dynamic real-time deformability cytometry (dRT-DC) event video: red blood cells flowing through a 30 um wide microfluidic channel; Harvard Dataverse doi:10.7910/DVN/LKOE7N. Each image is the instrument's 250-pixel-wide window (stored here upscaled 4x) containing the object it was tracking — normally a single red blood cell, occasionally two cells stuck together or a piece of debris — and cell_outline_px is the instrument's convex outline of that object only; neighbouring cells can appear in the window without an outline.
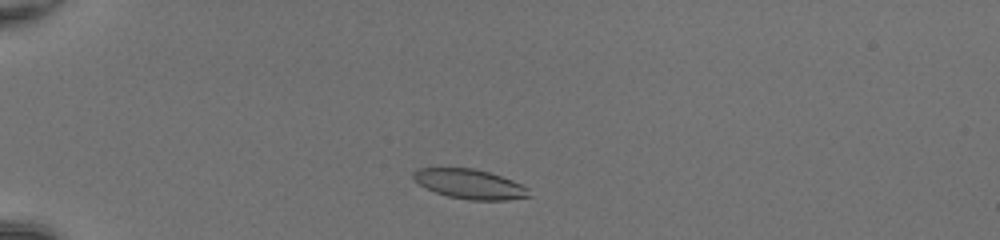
{"species": "common noctule bat (a hibernating species)", "species_latin": "Nyctalus noctula", "temperature_condition": "room temperature", "stored_images_in_passage": 41, "camera_frame_rate_fps": 3000, "um_per_image_px": 0.085, "animal": {"sex": "female", "body_mass_g": 20.0, "forearm_length_mm": 54.0}, "frame": {"image": 1, "passage_image": 5, "time_ms": 1.333, "image_size_px": [1000, 240], "cell_outline_px": [[532, 196], [508, 200], [468, 200], [448, 196], [436, 192], [412, 180], [412, 172], [416, 168], [472, 168], [488, 172], [512, 180], [528, 188]], "centroid_in_image_um": [39.92, 15.64], "position_along_channel_um": 45.1, "area_um2": 19.94}}
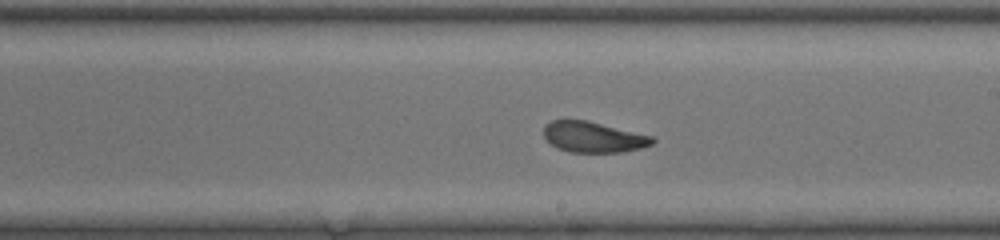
{"frame": {"image": 2, "passage_image": 22, "time_ms": 7.0, "image_size_px": [1000, 240], "cell_outline_px": [[656, 140], [652, 144], [640, 148], [624, 152], [568, 152], [556, 148], [544, 136], [544, 124], [552, 120], [588, 120], [652, 136]], "centroid_in_image_um": [50.42, 11.65], "position_along_channel_um": 238.6, "area_um2": 19.48}}
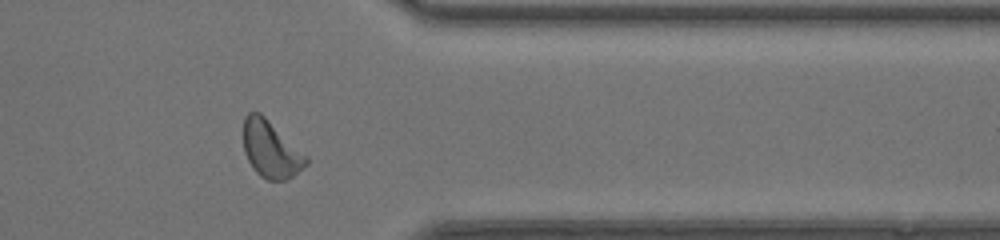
{"frame": {"image": 3, "passage_image": 33, "time_ms": 10.667, "image_size_px": [1000, 240], "cell_outline_px": [[308, 164], [292, 176], [284, 180], [268, 180], [260, 176], [252, 168], [244, 152], [244, 116], [248, 112], [260, 112], [308, 156]], "centroid_in_image_um": [23.02, 12.69], "position_along_channel_um": 388.4, "area_um2": 20.75}, "authors_computed_cell_mechanics": {"area_um2": 20.4034, "velocity_mm_per_s": 4.2454, "shape_relaxation_time_tau1_ms": 3.7611, "shape_relaxation_time_tau2_ms": 1.9198, "deformation_change_tau1": 0.1481, "deformation_change_tau2": 0.0879}}